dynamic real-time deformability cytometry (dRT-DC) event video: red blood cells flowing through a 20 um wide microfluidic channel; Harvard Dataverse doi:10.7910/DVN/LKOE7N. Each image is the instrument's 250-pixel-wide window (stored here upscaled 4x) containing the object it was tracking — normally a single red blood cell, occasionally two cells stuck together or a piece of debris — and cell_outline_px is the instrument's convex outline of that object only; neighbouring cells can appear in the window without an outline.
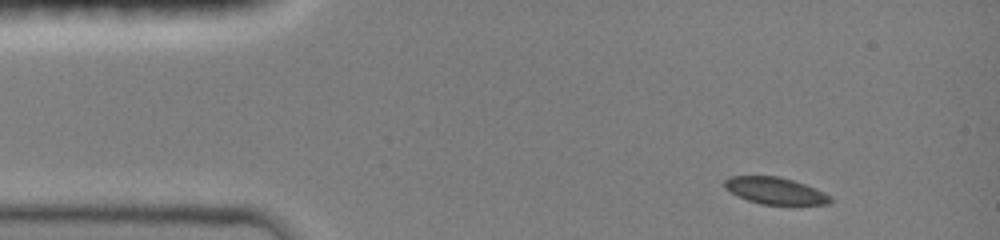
{"species": "common noctule bat (a hibernating species)", "species_latin": "Nyctalus noctula", "temperature_condition": "room temperature", "stored_images_in_passage": 26, "camera_frame_rate_fps": 3000, "um_per_image_px": 0.085, "animal": {"sex": "female", "body_mass_g": 19.0, "forearm_length_mm": 51.5}, "frame": {"image": 1, "passage_image": 1, "time_ms": 0.0, "image_size_px": [1000, 240], "cell_outline_px": [[832, 200], [828, 204], [760, 204], [748, 200], [724, 188], [724, 180], [728, 176], [780, 176], [816, 188], [832, 196]], "centroid_in_image_um": [65.89, 16.2], "position_along_channel_um": 19.1, "area_um2": 16.42}}
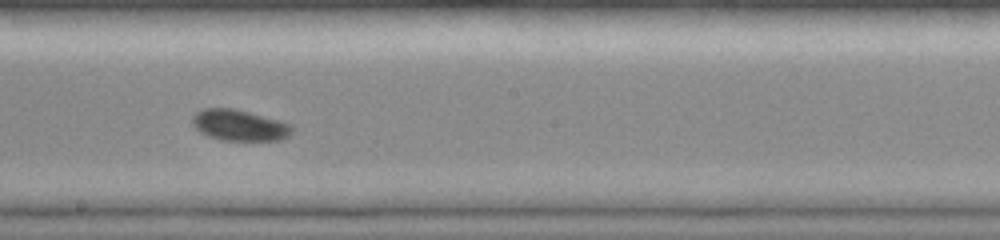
{"frame": {"image": 2, "passage_image": 12, "time_ms": 7.0, "image_size_px": [1000, 240], "cell_outline_px": [[296, 128], [288, 136], [280, 140], [220, 140], [208, 136], [200, 132], [192, 124], [192, 116], [196, 112], [204, 108], [236, 108], [276, 120], [288, 124]], "centroid_in_image_um": [20.32, 10.64], "position_along_channel_um": 227.9, "area_um2": 17.98}}
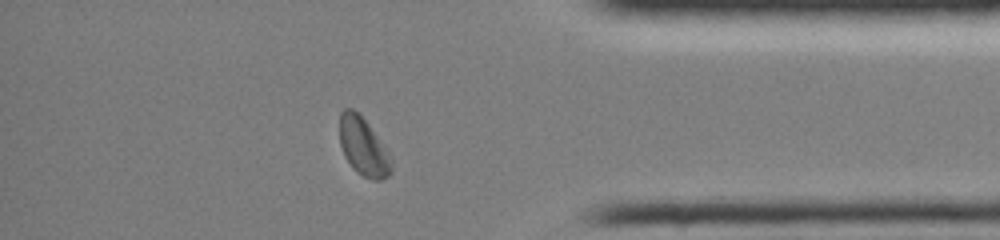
{"frame": {"image": 3, "passage_image": 22, "time_ms": 11.667, "image_size_px": [1000, 240], "cell_outline_px": [[392, 172], [388, 176], [380, 180], [372, 180], [356, 172], [352, 168], [344, 156], [340, 144], [340, 112], [344, 108], [352, 108], [368, 124], [388, 148], [392, 160]], "centroid_in_image_um": [30.91, 12.49], "position_along_channel_um": 404.3, "area_um2": 17.74}, "authors_computed_cell_mechanics": {"area_um2": 17.7735, "velocity_mm_per_s": 4.0242, "shape_relaxation_time_tau1_ms": 3.4338, "shape_relaxation_time_tau2_ms": null, "deformation_change_tau1": 0.0639, "deformation_change_tau2": null}}